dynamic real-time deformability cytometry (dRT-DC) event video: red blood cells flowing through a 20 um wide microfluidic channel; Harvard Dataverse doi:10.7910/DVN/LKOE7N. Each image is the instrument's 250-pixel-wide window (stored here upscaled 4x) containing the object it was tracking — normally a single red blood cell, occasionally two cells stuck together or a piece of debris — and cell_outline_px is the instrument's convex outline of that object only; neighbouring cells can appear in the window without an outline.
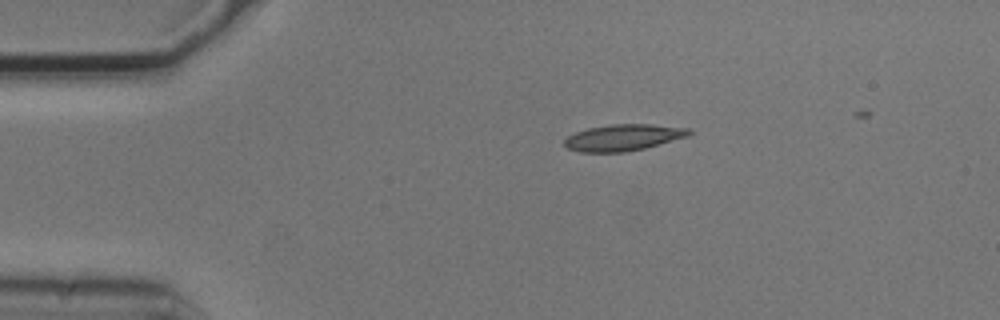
{"species": "common noctule bat (a hibernating species)", "species_latin": "Nyctalus noctula", "temperature_condition": "cold", "stored_images_in_passage": 2, "camera_frame_rate_fps": 3000, "um_per_image_px": 0.085, "animal": {"sex": "male", "body_mass_g": 20.5, "forearm_length_mm": 52.5}, "frame": {"image": 1, "passage_image": 1, "time_ms": 0.0, "image_size_px": [1000, 320], "cell_outline_px": [[692, 132], [688, 136], [644, 148], [624, 152], [580, 152], [568, 148], [564, 144], [564, 140], [568, 136], [576, 132], [588, 128], [612, 124], [652, 124], [692, 128]], "centroid_in_image_um": [53.0, 11.68], "position_along_channel_um": 32.0, "area_um2": 19.13}}